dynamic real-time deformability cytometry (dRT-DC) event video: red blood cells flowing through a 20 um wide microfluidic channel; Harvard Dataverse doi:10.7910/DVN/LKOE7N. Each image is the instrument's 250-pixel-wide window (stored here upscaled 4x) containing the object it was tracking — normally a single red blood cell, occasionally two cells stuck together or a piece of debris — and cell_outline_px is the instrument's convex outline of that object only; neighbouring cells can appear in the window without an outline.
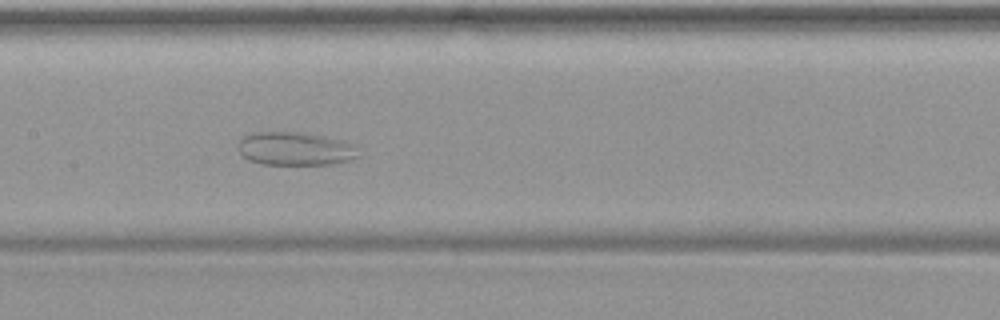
{"species": "common noctule bat (a hibernating species)", "species_latin": "Nyctalus noctula", "temperature_condition": "warm", "stored_images_in_passage": 43, "camera_frame_rate_fps": 3000, "um_per_image_px": 0.085, "animal": {"sex": "female", "body_mass_g": 19.9}, "frame": {"image": 1, "passage_image": 18, "time_ms": 5.667, "image_size_px": [1000, 320], "cell_outline_px": [[360, 156], [352, 160], [336, 164], [260, 164], [248, 160], [236, 148], [236, 144], [244, 136], [252, 132], [300, 132], [324, 136], [356, 144]], "centroid_in_image_um": [25.11, 12.64], "position_along_channel_um": 182.3, "area_um2": 23.76}}
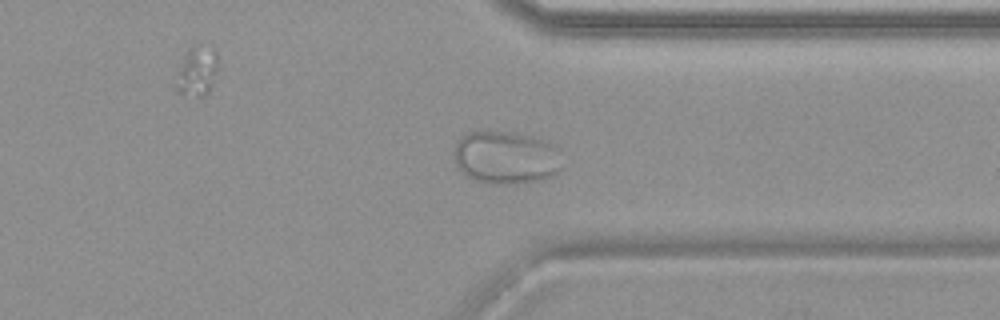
{"frame": {"image": 2, "passage_image": 32, "time_ms": 10.333, "image_size_px": [1000, 320], "cell_outline_px": [[560, 168], [552, 176], [544, 180], [516, 184], [504, 184], [476, 180], [460, 172], [456, 164], [456, 144], [460, 136], [468, 132], [516, 132], [532, 136], [556, 144], [560, 148]], "centroid_in_image_um": [43.06, 13.38], "position_along_channel_um": 368.3, "area_um2": 33.47}}
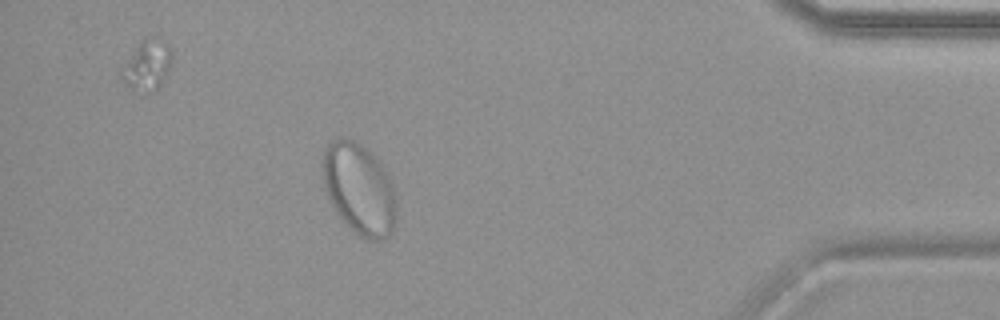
{"frame": {"image": 3, "passage_image": 38, "time_ms": 12.333, "image_size_px": [1000, 320], "cell_outline_px": [[396, 224], [392, 232], [384, 240], [368, 240], [360, 236], [336, 216], [324, 188], [320, 172], [324, 148], [332, 140], [352, 140], [360, 144], [376, 156], [380, 160], [388, 176], [396, 200]], "centroid_in_image_um": [30.5, 16.09], "position_along_channel_um": 404.7, "area_um2": 39.77}}